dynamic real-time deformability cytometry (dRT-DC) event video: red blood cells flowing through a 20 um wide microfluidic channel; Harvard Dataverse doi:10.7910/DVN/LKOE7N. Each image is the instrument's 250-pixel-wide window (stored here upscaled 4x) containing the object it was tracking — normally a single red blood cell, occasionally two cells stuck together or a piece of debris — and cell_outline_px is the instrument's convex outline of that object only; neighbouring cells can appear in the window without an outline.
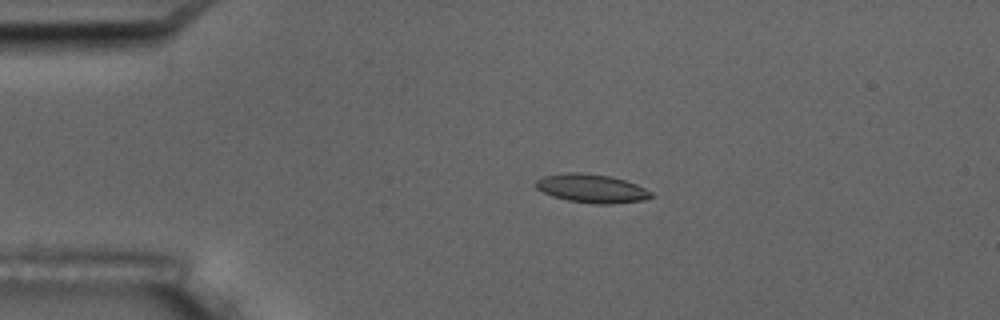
{"species": "common noctule bat (a hibernating species)", "species_latin": "Nyctalus noctula", "temperature_condition": "room temperature", "stored_images_in_passage": 4, "camera_frame_rate_fps": 3000, "um_per_image_px": 0.085, "animal": {"sex": "male", "body_mass_g": 17.5, "forearm_length_mm": 52.3}, "frame": {"image": 1, "passage_image": 3, "time_ms": 3.333, "image_size_px": [1000, 320], "cell_outline_px": [[652, 196], [644, 200], [612, 204], [592, 204], [568, 200], [552, 196], [536, 188], [536, 180], [544, 176], [568, 172], [584, 172], [608, 176], [624, 180], [636, 184], [652, 192]], "centroid_in_image_um": [50.29, 16.02], "position_along_channel_um": 34.7, "area_um2": 19.13}}